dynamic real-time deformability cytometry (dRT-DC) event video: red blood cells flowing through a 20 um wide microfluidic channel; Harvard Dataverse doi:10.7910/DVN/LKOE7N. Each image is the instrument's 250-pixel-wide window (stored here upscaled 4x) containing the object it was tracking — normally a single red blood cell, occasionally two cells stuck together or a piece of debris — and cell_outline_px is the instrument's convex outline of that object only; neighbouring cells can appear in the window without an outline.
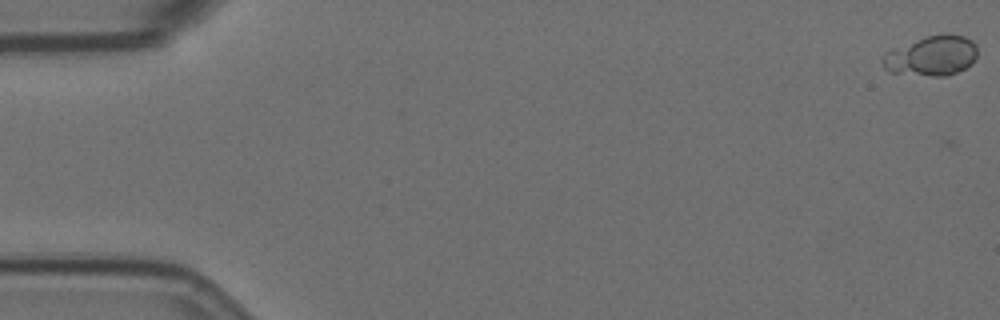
{"species": "Egyptian fruit bat (a non-hibernating species)", "species_latin": "Rousettus aegyptiacus", "temperature_condition": "room temperature", "stored_images_in_passage": 6, "camera_frame_rate_fps": 3000, "um_per_image_px": 0.085, "animal": {"sex": "female"}, "frame": {"image": 1, "passage_image": 3, "time_ms": 0.667, "image_size_px": [1000, 320], "cell_outline_px": [[976, 56], [964, 68], [948, 76], [932, 76], [888, 72], [884, 68], [880, 60], [880, 56], [884, 52], [892, 48], [928, 36], [964, 36], [972, 40], [976, 44]], "centroid_in_image_um": [79.09, 4.77], "position_along_channel_um": 5.9, "area_um2": 21.73}}